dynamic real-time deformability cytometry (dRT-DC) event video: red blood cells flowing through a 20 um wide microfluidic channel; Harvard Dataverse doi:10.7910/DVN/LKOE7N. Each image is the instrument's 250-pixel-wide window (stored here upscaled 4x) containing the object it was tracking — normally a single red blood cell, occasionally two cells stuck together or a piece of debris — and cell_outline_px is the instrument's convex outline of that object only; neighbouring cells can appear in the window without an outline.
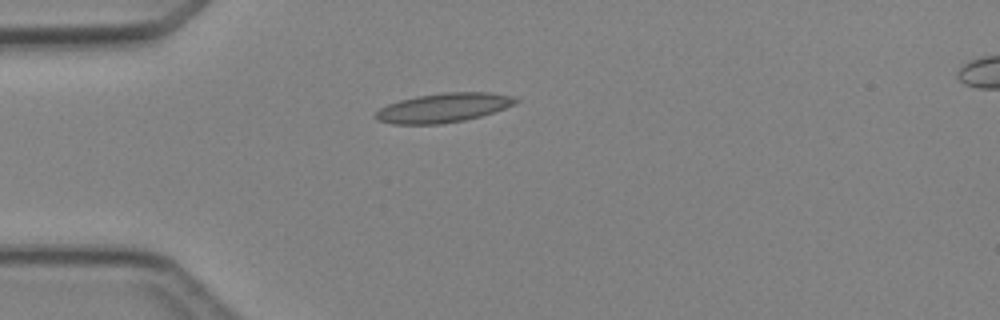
{"species": "Egyptian fruit bat (a non-hibernating species)", "species_latin": "Rousettus aegyptiacus", "temperature_condition": "cold", "stored_images_in_passage": 2, "camera_frame_rate_fps": 3000, "um_per_image_px": 0.085, "animal": {"sex": "female"}, "frame": {"image": 1, "passage_image": 1, "time_ms": 0.0, "image_size_px": [1000, 320], "cell_outline_px": [[520, 100], [516, 104], [480, 116], [464, 120], [440, 124], [392, 124], [376, 120], [372, 116], [380, 108], [388, 104], [400, 100], [416, 96], [440, 92], [492, 92], [512, 96]], "centroid_in_image_um": [37.66, 9.15], "position_along_channel_um": 47.3, "area_um2": 23.99}}